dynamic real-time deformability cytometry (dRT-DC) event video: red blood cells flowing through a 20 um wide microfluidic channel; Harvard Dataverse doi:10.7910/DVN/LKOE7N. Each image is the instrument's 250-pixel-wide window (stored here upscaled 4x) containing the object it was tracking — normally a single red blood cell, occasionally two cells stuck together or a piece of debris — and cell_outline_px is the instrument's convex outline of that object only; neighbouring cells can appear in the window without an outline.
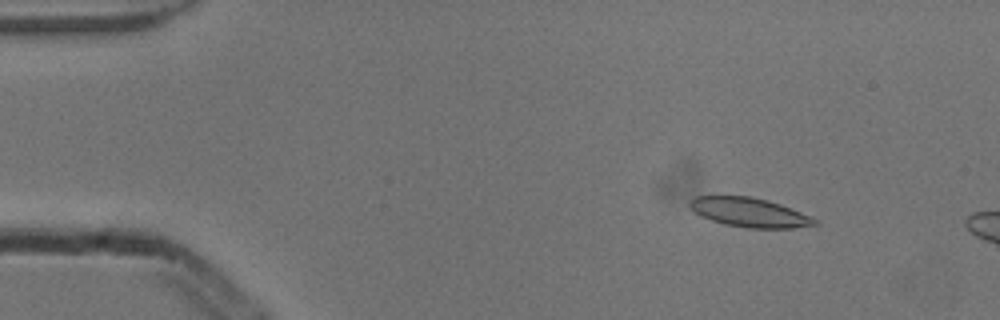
{"species": "common noctule bat (a hibernating species)", "species_latin": "Nyctalus noctula", "temperature_condition": "cold", "stored_images_in_passage": 13, "camera_frame_rate_fps": 3000, "um_per_image_px": 0.085, "animal": {"sex": "male", "body_mass_g": 13.3}, "frame": {"image": 1, "passage_image": 6, "time_ms": 1.667, "image_size_px": [1000, 320], "cell_outline_px": [[820, 224], [792, 228], [748, 228], [724, 224], [700, 216], [688, 204], [696, 196], [752, 196], [768, 200], [780, 204], [812, 216], [820, 220]], "centroid_in_image_um": [63.77, 18.06], "position_along_channel_um": 21.2, "area_um2": 21.33}}